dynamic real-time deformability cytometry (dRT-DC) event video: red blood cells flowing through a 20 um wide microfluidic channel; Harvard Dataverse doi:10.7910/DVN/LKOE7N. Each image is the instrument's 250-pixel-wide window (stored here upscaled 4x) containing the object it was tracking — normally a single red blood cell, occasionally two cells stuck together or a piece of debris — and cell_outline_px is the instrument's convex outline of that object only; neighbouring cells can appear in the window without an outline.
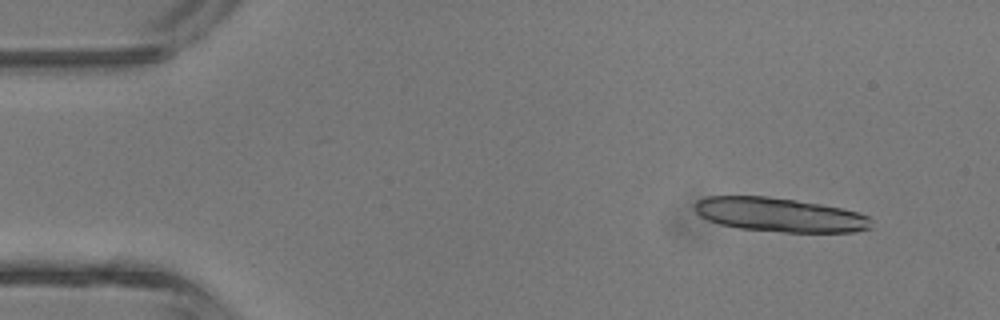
{"species": "common noctule bat (a hibernating species)", "species_latin": "Nyctalus noctula", "temperature_condition": "room temperature", "stored_images_in_passage": 5, "camera_frame_rate_fps": 3000, "um_per_image_px": 0.085, "animal": {"sex": "male", "body_mass_g": 13.3}, "frame": {"image": 1, "passage_image": 1, "time_ms": 0.0, "image_size_px": [1000, 320], "cell_outline_px": [[872, 228], [856, 232], [784, 232], [740, 228], [720, 224], [708, 220], [700, 216], [692, 208], [696, 200], [708, 196], [768, 196], [796, 200], [844, 208], [860, 212], [868, 216]], "centroid_in_image_um": [66.27, 18.25], "position_along_channel_um": 18.7, "area_um2": 35.26}}
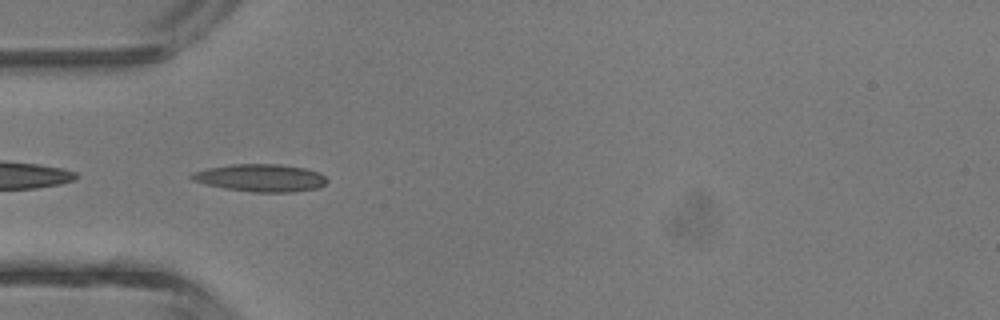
{"frame": {"image": 2, "passage_image": 4, "time_ms": 3.333, "image_size_px": [1000, 320], "cell_outline_px": [[328, 180], [320, 188], [292, 192], [252, 192], [224, 188], [204, 184], [192, 180], [188, 176], [192, 172], [208, 168], [232, 164], [280, 164], [304, 168], [320, 172]], "centroid_in_image_um": [22.14, 15.12], "position_along_channel_um": 62.9, "area_um2": 21.85}}
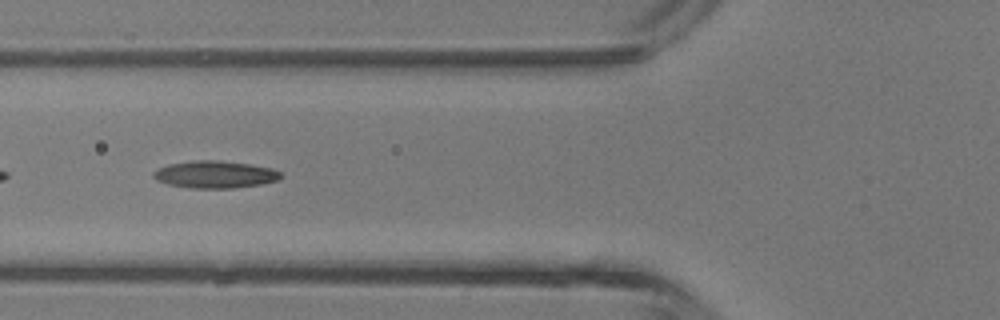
{"frame": {"image": 3, "passage_image": 5, "time_ms": 4.333, "image_size_px": [1000, 320], "cell_outline_px": [[284, 176], [280, 180], [260, 184], [232, 188], [192, 188], [168, 184], [156, 180], [152, 176], [152, 172], [168, 164], [196, 160], [220, 160], [248, 164], [272, 168], [280, 172]], "centroid_in_image_um": [18.29, 14.83], "position_along_channel_um": 107.5, "area_um2": 20.23}}